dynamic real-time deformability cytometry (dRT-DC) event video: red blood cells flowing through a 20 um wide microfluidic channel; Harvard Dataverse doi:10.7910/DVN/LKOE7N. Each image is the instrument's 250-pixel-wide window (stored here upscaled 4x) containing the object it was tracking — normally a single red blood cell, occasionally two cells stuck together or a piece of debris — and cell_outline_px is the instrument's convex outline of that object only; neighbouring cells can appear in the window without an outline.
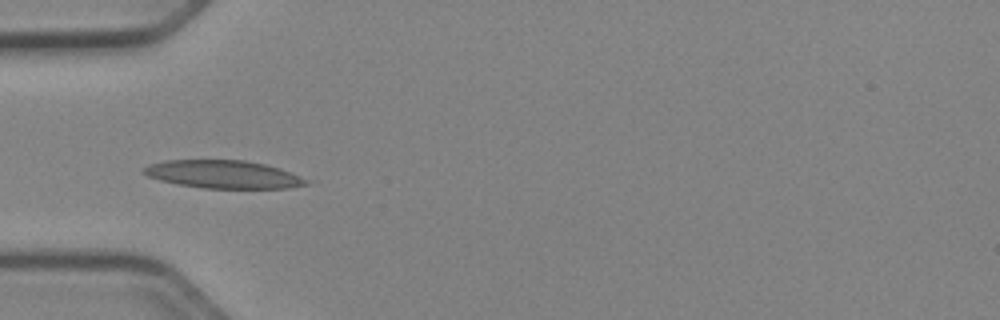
{"species": "Egyptian fruit bat (a non-hibernating species)", "species_latin": "Rousettus aegyptiacus", "temperature_condition": "cold", "stored_images_in_passage": 18, "camera_frame_rate_fps": 3000, "um_per_image_px": 0.085, "animal": {"sex": "female"}, "frame": {"image": 1, "passage_image": 3, "time_ms": 0.667, "image_size_px": [1000, 320], "cell_outline_px": [[308, 184], [288, 188], [204, 188], [180, 184], [160, 180], [148, 176], [144, 172], [144, 168], [148, 164], [164, 160], [244, 160], [264, 164], [280, 168], [304, 180]], "centroid_in_image_um": [18.92, 14.81], "position_along_channel_um": 66.1, "area_um2": 25.95}}
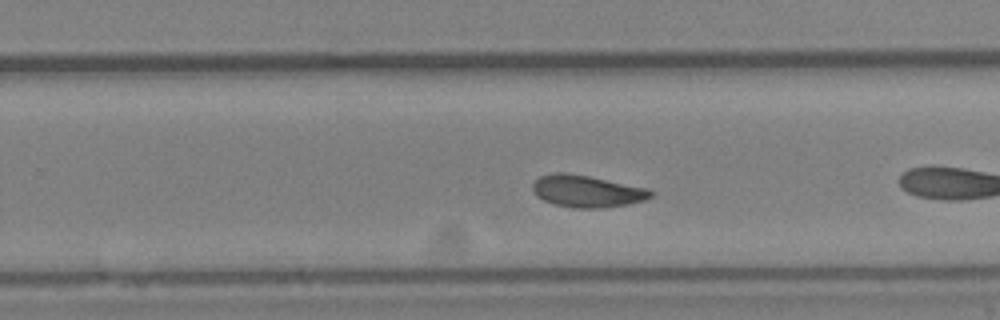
{"frame": {"image": 2, "passage_image": 17, "time_ms": 5.333, "image_size_px": [1000, 320], "cell_outline_px": [[652, 196], [644, 200], [628, 204], [600, 208], [572, 208], [556, 204], [544, 200], [536, 196], [532, 188], [532, 184], [540, 176], [556, 172], [564, 172], [588, 176], [648, 188], [652, 192]], "centroid_in_image_um": [49.87, 16.25], "position_along_channel_um": 279.9, "area_um2": 21.85}}